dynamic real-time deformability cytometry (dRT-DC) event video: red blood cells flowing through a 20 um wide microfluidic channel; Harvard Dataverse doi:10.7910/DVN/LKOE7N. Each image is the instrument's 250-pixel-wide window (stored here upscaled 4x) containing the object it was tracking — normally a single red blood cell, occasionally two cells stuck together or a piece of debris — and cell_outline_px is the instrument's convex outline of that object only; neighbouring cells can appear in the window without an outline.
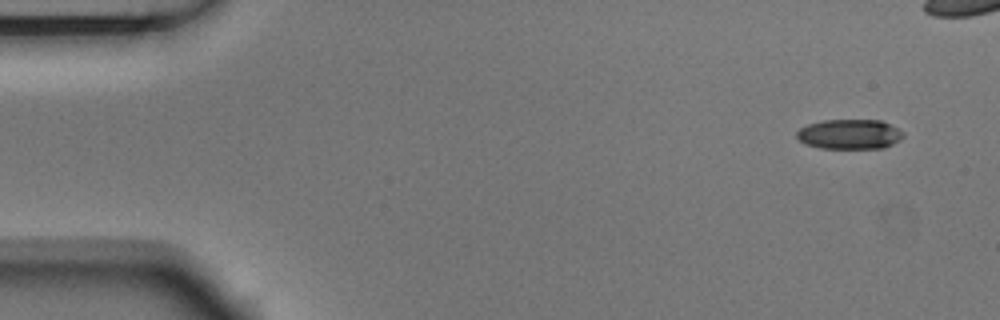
{"species": "Egyptian fruit bat (a non-hibernating species)", "species_latin": "Rousettus aegyptiacus", "temperature_condition": "room temperature", "stored_images_in_passage": 8, "segment_of_instrument_passage": [1, 2], "camera_frame_rate_fps": 3000, "um_per_image_px": 0.085, "animal": {"sex": "male"}, "frame": {"image": 1, "passage_image": 1, "time_ms": 0.0, "image_size_px": [1000, 320], "cell_outline_px": [[904, 136], [900, 140], [884, 148], [820, 148], [804, 144], [796, 136], [796, 132], [800, 128], [808, 124], [824, 120], [880, 120], [904, 132]], "centroid_in_image_um": [72.2, 11.41], "position_along_channel_um": 12.8, "area_um2": 18.5}}
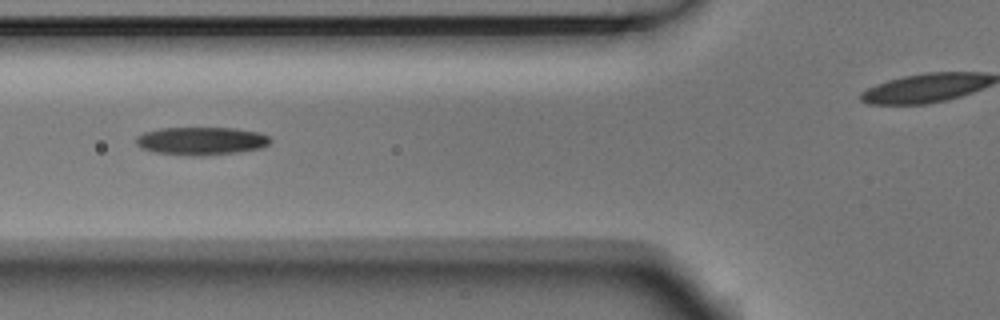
{"frame": {"image": 2, "passage_image": 6, "time_ms": 1.667, "image_size_px": [1000, 320], "cell_outline_px": [[272, 140], [268, 144], [260, 148], [240, 152], [200, 156], [192, 156], [156, 152], [140, 148], [136, 144], [136, 136], [144, 132], [160, 128], [236, 128], [260, 132], [268, 136]], "centroid_in_image_um": [17.11, 11.98], "position_along_channel_um": 108.7, "area_um2": 22.02}}
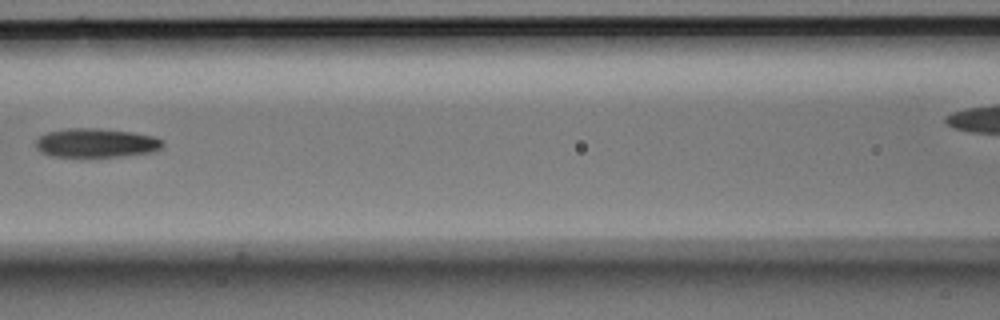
{"frame": {"image": 3, "passage_image": 7, "time_ms": 2.0, "image_size_px": [1000, 320], "cell_outline_px": [[164, 144], [160, 148], [152, 152], [120, 156], [52, 156], [40, 152], [36, 148], [36, 140], [40, 136], [48, 132], [68, 128], [96, 128], [132, 132], [152, 136], [164, 140]], "centroid_in_image_um": [8.16, 12.14], "position_along_channel_um": 158.4, "area_um2": 21.27}}